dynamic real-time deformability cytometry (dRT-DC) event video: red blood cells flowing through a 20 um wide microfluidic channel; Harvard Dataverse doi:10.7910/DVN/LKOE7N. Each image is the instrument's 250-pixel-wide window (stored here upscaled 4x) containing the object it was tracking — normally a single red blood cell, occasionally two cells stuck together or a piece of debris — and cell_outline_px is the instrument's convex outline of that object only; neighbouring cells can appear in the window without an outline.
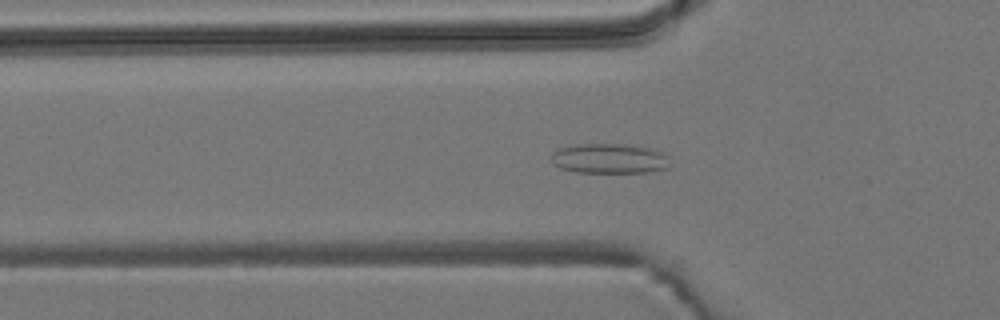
{"species": "common noctule bat (a hibernating species)", "species_latin": "Nyctalus noctula", "temperature_condition": "room temperature", "stored_images_in_passage": 25, "camera_frame_rate_fps": 3000, "um_per_image_px": 0.085, "animal": {"sex": "male", "body_mass_g": 19.2, "forearm_length_mm": 51.8}, "frame": {"image": 1, "passage_image": 4, "time_ms": 1.0, "image_size_px": [1000, 320], "cell_outline_px": [[672, 164], [668, 168], [648, 172], [576, 172], [560, 168], [552, 164], [552, 152], [560, 148], [576, 144], [624, 144], [648, 148], [664, 152], [668, 156]], "centroid_in_image_um": [51.83, 13.48], "position_along_channel_um": 74.0, "area_um2": 20.87}}
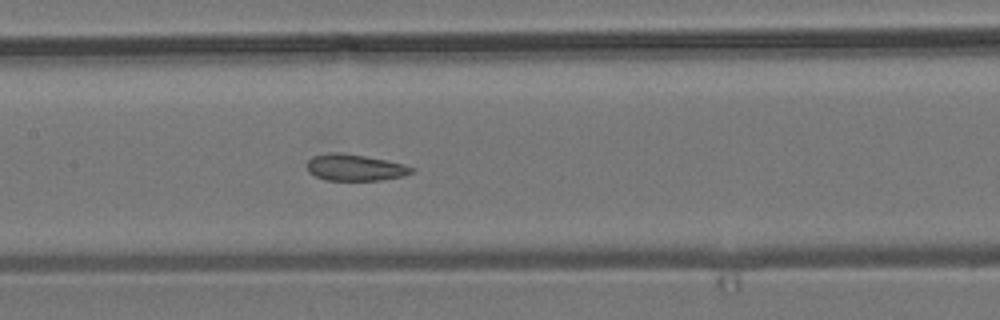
{"frame": {"image": 2, "passage_image": 12, "time_ms": 3.667, "image_size_px": [1000, 320], "cell_outline_px": [[412, 172], [404, 176], [380, 180], [324, 180], [308, 172], [308, 160], [312, 156], [328, 152], [340, 152], [388, 160], [404, 164], [412, 168]], "centroid_in_image_um": [30.14, 14.23], "position_along_channel_um": 177.3, "area_um2": 16.13}}
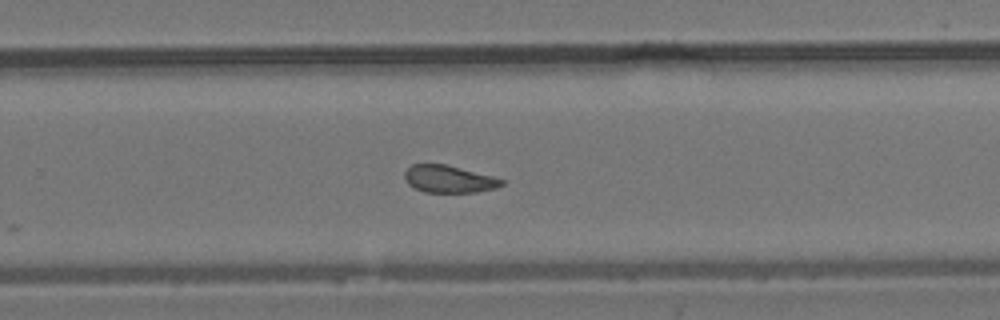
{"frame": {"image": 3, "passage_image": 21, "time_ms": 6.667, "image_size_px": [1000, 320], "cell_outline_px": [[504, 184], [496, 188], [476, 192], [424, 192], [408, 184], [404, 180], [404, 172], [412, 164], [448, 164], [492, 176], [504, 180]], "centroid_in_image_um": [38.15, 15.21], "position_along_channel_um": 291.7, "area_um2": 15.49}}